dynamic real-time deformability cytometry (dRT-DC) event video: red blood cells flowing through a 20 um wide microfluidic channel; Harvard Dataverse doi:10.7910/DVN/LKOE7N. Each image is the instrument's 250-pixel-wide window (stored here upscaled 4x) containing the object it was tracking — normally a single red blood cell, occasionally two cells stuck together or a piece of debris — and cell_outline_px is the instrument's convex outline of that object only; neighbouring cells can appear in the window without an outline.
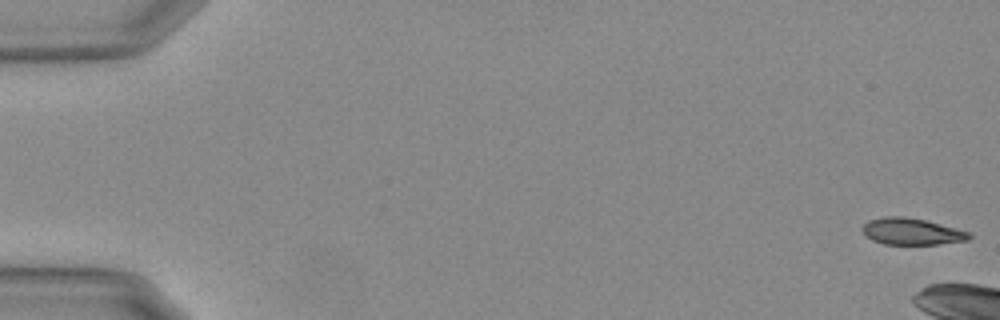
{"species": "Egyptian fruit bat (a non-hibernating species)", "species_latin": "Rousettus aegyptiacus", "temperature_condition": "warm", "stored_images_in_passage": 29, "camera_frame_rate_fps": 3000, "um_per_image_px": 0.085, "animal": {"sex": "female"}, "frame": {"image": 1, "passage_image": 1, "time_ms": 0.0, "image_size_px": [1000, 320], "cell_outline_px": [[972, 236], [968, 240], [936, 244], [884, 244], [872, 240], [860, 228], [868, 220], [884, 216], [904, 216], [924, 220], [968, 232]], "centroid_in_image_um": [77.44, 19.67], "position_along_channel_um": 7.6, "area_um2": 16.3}}
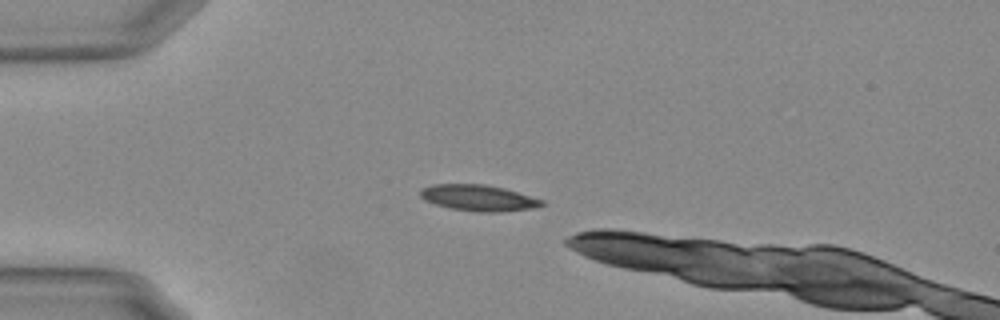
{"frame": {"image": 2, "passage_image": 15, "time_ms": 4.667, "image_size_px": [1000, 320], "cell_outline_px": [[544, 204], [536, 208], [500, 212], [480, 212], [452, 208], [436, 204], [424, 200], [420, 196], [420, 192], [424, 188], [432, 184], [484, 184], [504, 188], [544, 200]], "centroid_in_image_um": [40.7, 16.82], "position_along_channel_um": 44.3, "area_um2": 18.38}}
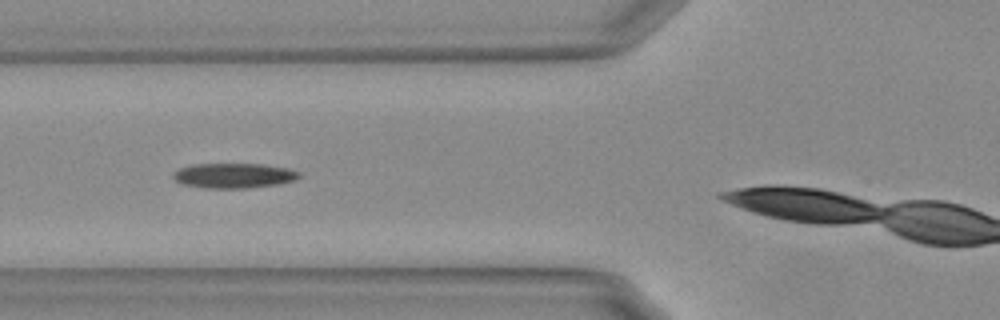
{"frame": {"image": 3, "passage_image": 22, "time_ms": 7.0, "image_size_px": [1000, 320], "cell_outline_px": [[300, 176], [296, 180], [280, 184], [244, 188], [204, 188], [180, 184], [172, 180], [172, 172], [180, 168], [192, 164], [264, 164], [288, 168], [300, 172]], "centroid_in_image_um": [19.83, 14.93], "position_along_channel_um": 106.0, "area_um2": 18.61}}